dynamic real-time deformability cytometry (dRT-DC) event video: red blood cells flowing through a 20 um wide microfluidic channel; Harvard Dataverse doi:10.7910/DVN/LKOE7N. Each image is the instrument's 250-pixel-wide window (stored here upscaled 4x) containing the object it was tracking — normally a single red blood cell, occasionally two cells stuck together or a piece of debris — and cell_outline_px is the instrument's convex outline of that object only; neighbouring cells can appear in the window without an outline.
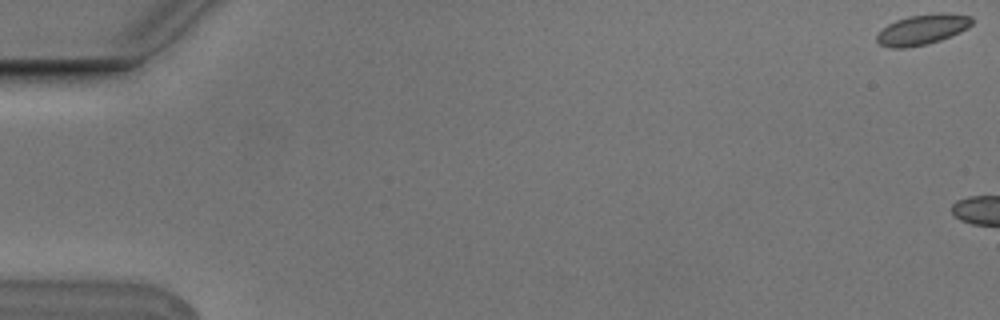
{"species": "Egyptian fruit bat (a non-hibernating species)", "species_latin": "Rousettus aegyptiacus", "temperature_condition": "cold", "stored_images_in_passage": 6, "camera_frame_rate_fps": 3000, "um_per_image_px": 0.085, "animal": {"sex": "male"}, "frame": {"image": 1, "passage_image": 1, "time_ms": 0.0, "image_size_px": [1000, 320], "cell_outline_px": [[972, 24], [968, 28], [960, 32], [940, 40], [928, 44], [904, 48], [892, 48], [880, 44], [876, 40], [876, 36], [888, 24], [896, 20], [908, 16], [940, 12], [944, 12], [972, 16]], "centroid_in_image_um": [78.42, 2.5], "position_along_channel_um": 6.6, "area_um2": 16.82}}